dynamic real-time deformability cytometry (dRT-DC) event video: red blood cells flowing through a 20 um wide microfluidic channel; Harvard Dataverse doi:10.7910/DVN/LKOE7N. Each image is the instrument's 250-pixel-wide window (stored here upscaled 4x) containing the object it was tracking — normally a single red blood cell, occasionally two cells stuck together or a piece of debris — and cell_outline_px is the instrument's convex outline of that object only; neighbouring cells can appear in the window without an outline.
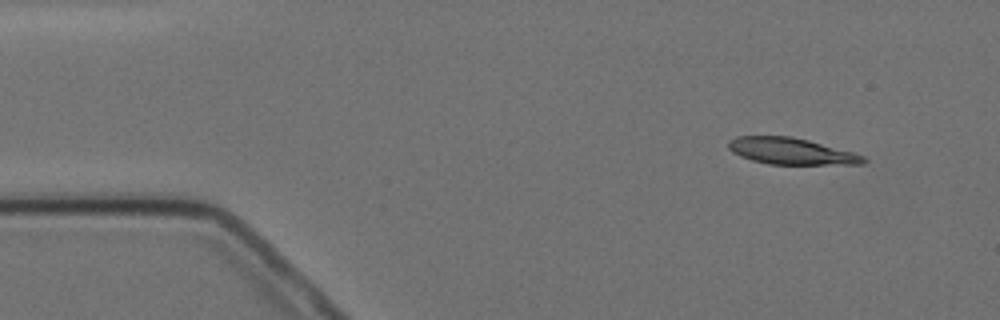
{"species": "Egyptian fruit bat (a non-hibernating species)", "species_latin": "Rousettus aegyptiacus", "temperature_condition": "cold", "stored_images_in_passage": 5, "camera_frame_rate_fps": 3000, "um_per_image_px": 0.085, "animal": {"sex": "female"}, "frame": {"image": 1, "passage_image": 1, "time_ms": 0.0, "image_size_px": [1000, 320], "cell_outline_px": [[868, 160], [864, 164], [768, 164], [752, 160], [740, 156], [732, 152], [728, 148], [728, 140], [736, 136], [792, 136], [808, 140], [852, 152], [864, 156]], "centroid_in_image_um": [67.22, 12.85], "position_along_channel_um": 17.8, "area_um2": 20.81}}
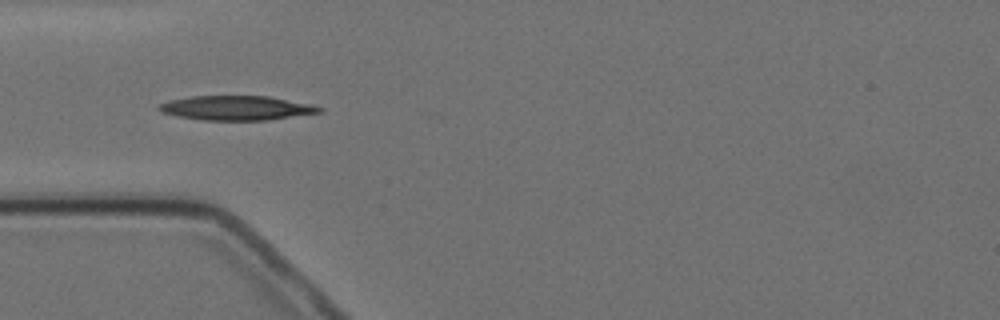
{"frame": {"image": 2, "passage_image": 4, "time_ms": 3.667, "image_size_px": [1000, 320], "cell_outline_px": [[324, 112], [268, 120], [204, 120], [180, 116], [160, 112], [156, 108], [156, 104], [168, 100], [188, 96], [268, 96], [312, 104], [324, 108]], "centroid_in_image_um": [20.09, 9.17], "position_along_channel_um": 64.9, "area_um2": 23.06}}
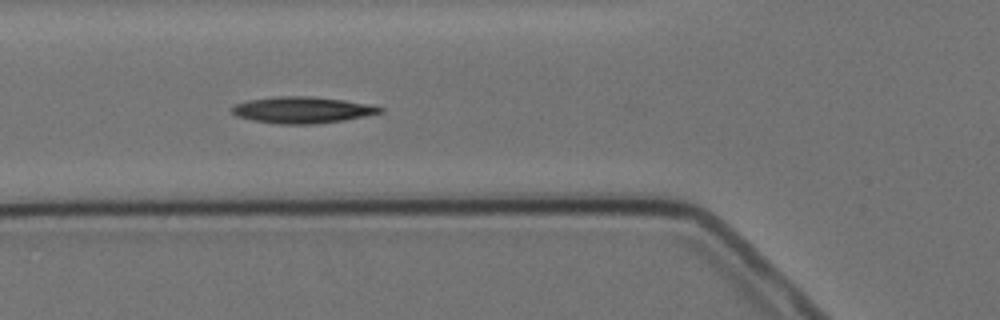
{"frame": {"image": 3, "passage_image": 5, "time_ms": 4.667, "image_size_px": [1000, 320], "cell_outline_px": [[384, 112], [344, 120], [312, 124], [280, 124], [252, 120], [236, 116], [232, 112], [232, 108], [236, 104], [248, 100], [276, 96], [312, 96], [344, 100], [372, 104], [384, 108]], "centroid_in_image_um": [25.72, 9.34], "position_along_channel_um": 100.1, "area_um2": 22.83}}